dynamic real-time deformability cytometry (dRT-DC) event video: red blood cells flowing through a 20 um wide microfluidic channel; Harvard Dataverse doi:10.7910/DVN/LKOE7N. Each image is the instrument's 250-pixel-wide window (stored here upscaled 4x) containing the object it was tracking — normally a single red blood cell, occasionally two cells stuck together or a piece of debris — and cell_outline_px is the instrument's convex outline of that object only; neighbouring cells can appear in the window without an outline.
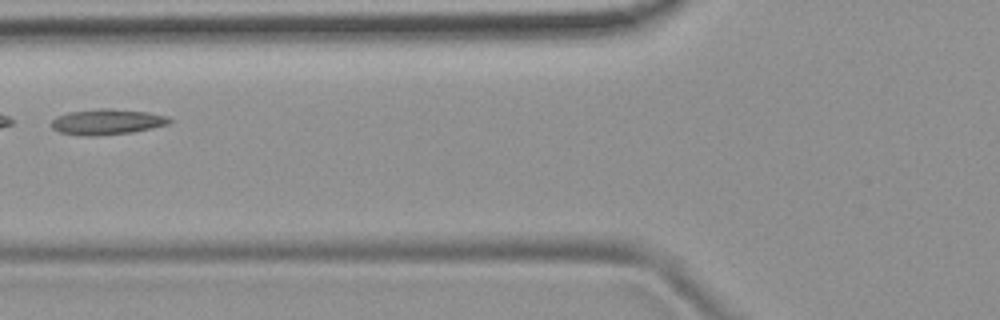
{"species": "common noctule bat (a hibernating species)", "species_latin": "Nyctalus noctula", "temperature_condition": "room temperature", "stored_images_in_passage": 2, "camera_frame_rate_fps": 3000, "um_per_image_px": 0.085, "animal": {"sex": "female", "body_mass_g": 19.9}, "frame": {"image": 1, "passage_image": 2, "time_ms": 1.0, "image_size_px": [1000, 320], "cell_outline_px": [[172, 120], [168, 124], [152, 128], [132, 132], [100, 136], [84, 136], [60, 132], [52, 128], [52, 120], [56, 116], [68, 112], [104, 108], [112, 108], [148, 112], [168, 116]], "centroid_in_image_um": [9.1, 10.35], "position_along_channel_um": 116.7, "area_um2": 17.69}}